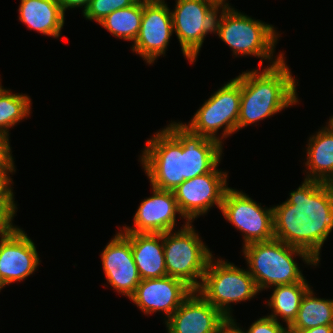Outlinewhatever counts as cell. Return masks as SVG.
<instances>
[{
    "instance_id": "obj_8",
    "label": "cell",
    "mask_w": 333,
    "mask_h": 333,
    "mask_svg": "<svg viewBox=\"0 0 333 333\" xmlns=\"http://www.w3.org/2000/svg\"><path fill=\"white\" fill-rule=\"evenodd\" d=\"M241 103V82L235 78L226 83L197 110L189 124L191 132L219 141L238 130ZM222 138L216 136L223 128Z\"/></svg>"
},
{
    "instance_id": "obj_17",
    "label": "cell",
    "mask_w": 333,
    "mask_h": 333,
    "mask_svg": "<svg viewBox=\"0 0 333 333\" xmlns=\"http://www.w3.org/2000/svg\"><path fill=\"white\" fill-rule=\"evenodd\" d=\"M225 319L218 309L193 290L165 324L168 333H217Z\"/></svg>"
},
{
    "instance_id": "obj_28",
    "label": "cell",
    "mask_w": 333,
    "mask_h": 333,
    "mask_svg": "<svg viewBox=\"0 0 333 333\" xmlns=\"http://www.w3.org/2000/svg\"><path fill=\"white\" fill-rule=\"evenodd\" d=\"M9 134L0 131V172H15L14 161L9 145Z\"/></svg>"
},
{
    "instance_id": "obj_7",
    "label": "cell",
    "mask_w": 333,
    "mask_h": 333,
    "mask_svg": "<svg viewBox=\"0 0 333 333\" xmlns=\"http://www.w3.org/2000/svg\"><path fill=\"white\" fill-rule=\"evenodd\" d=\"M210 258L201 286L196 290L226 318L232 317L229 304L250 300L258 292L249 271L220 259Z\"/></svg>"
},
{
    "instance_id": "obj_29",
    "label": "cell",
    "mask_w": 333,
    "mask_h": 333,
    "mask_svg": "<svg viewBox=\"0 0 333 333\" xmlns=\"http://www.w3.org/2000/svg\"><path fill=\"white\" fill-rule=\"evenodd\" d=\"M12 180L8 173L0 172V202H14L11 185Z\"/></svg>"
},
{
    "instance_id": "obj_34",
    "label": "cell",
    "mask_w": 333,
    "mask_h": 333,
    "mask_svg": "<svg viewBox=\"0 0 333 333\" xmlns=\"http://www.w3.org/2000/svg\"><path fill=\"white\" fill-rule=\"evenodd\" d=\"M2 287H3V280H2V278L0 276V290L2 289Z\"/></svg>"
},
{
    "instance_id": "obj_2",
    "label": "cell",
    "mask_w": 333,
    "mask_h": 333,
    "mask_svg": "<svg viewBox=\"0 0 333 333\" xmlns=\"http://www.w3.org/2000/svg\"><path fill=\"white\" fill-rule=\"evenodd\" d=\"M273 208L274 238L308 252L317 262L333 229V184L305 179Z\"/></svg>"
},
{
    "instance_id": "obj_10",
    "label": "cell",
    "mask_w": 333,
    "mask_h": 333,
    "mask_svg": "<svg viewBox=\"0 0 333 333\" xmlns=\"http://www.w3.org/2000/svg\"><path fill=\"white\" fill-rule=\"evenodd\" d=\"M223 216L244 234V246L274 239L273 208L263 209L242 191L228 188L221 206Z\"/></svg>"
},
{
    "instance_id": "obj_24",
    "label": "cell",
    "mask_w": 333,
    "mask_h": 333,
    "mask_svg": "<svg viewBox=\"0 0 333 333\" xmlns=\"http://www.w3.org/2000/svg\"><path fill=\"white\" fill-rule=\"evenodd\" d=\"M2 87L0 84V131L9 134V128L30 114L31 99L25 94H12Z\"/></svg>"
},
{
    "instance_id": "obj_20",
    "label": "cell",
    "mask_w": 333,
    "mask_h": 333,
    "mask_svg": "<svg viewBox=\"0 0 333 333\" xmlns=\"http://www.w3.org/2000/svg\"><path fill=\"white\" fill-rule=\"evenodd\" d=\"M306 160L305 179L333 184V132L326 126L310 137Z\"/></svg>"
},
{
    "instance_id": "obj_11",
    "label": "cell",
    "mask_w": 333,
    "mask_h": 333,
    "mask_svg": "<svg viewBox=\"0 0 333 333\" xmlns=\"http://www.w3.org/2000/svg\"><path fill=\"white\" fill-rule=\"evenodd\" d=\"M209 173L185 180L173 193L182 215L190 223L209 208L217 205L221 209L227 186V174L217 169Z\"/></svg>"
},
{
    "instance_id": "obj_14",
    "label": "cell",
    "mask_w": 333,
    "mask_h": 333,
    "mask_svg": "<svg viewBox=\"0 0 333 333\" xmlns=\"http://www.w3.org/2000/svg\"><path fill=\"white\" fill-rule=\"evenodd\" d=\"M103 270L109 284L121 294L131 297L141 278L133 259L129 239L118 232L101 253Z\"/></svg>"
},
{
    "instance_id": "obj_23",
    "label": "cell",
    "mask_w": 333,
    "mask_h": 333,
    "mask_svg": "<svg viewBox=\"0 0 333 333\" xmlns=\"http://www.w3.org/2000/svg\"><path fill=\"white\" fill-rule=\"evenodd\" d=\"M143 0L132 6L116 10L106 16L99 24L117 38L135 41L141 26Z\"/></svg>"
},
{
    "instance_id": "obj_1",
    "label": "cell",
    "mask_w": 333,
    "mask_h": 333,
    "mask_svg": "<svg viewBox=\"0 0 333 333\" xmlns=\"http://www.w3.org/2000/svg\"><path fill=\"white\" fill-rule=\"evenodd\" d=\"M141 163L151 186L174 191L185 180L211 172L220 162L222 144L170 123L147 141Z\"/></svg>"
},
{
    "instance_id": "obj_13",
    "label": "cell",
    "mask_w": 333,
    "mask_h": 333,
    "mask_svg": "<svg viewBox=\"0 0 333 333\" xmlns=\"http://www.w3.org/2000/svg\"><path fill=\"white\" fill-rule=\"evenodd\" d=\"M192 292L183 280L166 276L141 280L129 299L145 314L163 311L168 319Z\"/></svg>"
},
{
    "instance_id": "obj_30",
    "label": "cell",
    "mask_w": 333,
    "mask_h": 333,
    "mask_svg": "<svg viewBox=\"0 0 333 333\" xmlns=\"http://www.w3.org/2000/svg\"><path fill=\"white\" fill-rule=\"evenodd\" d=\"M234 320L232 317L226 318L218 327L217 333H245L237 327Z\"/></svg>"
},
{
    "instance_id": "obj_5",
    "label": "cell",
    "mask_w": 333,
    "mask_h": 333,
    "mask_svg": "<svg viewBox=\"0 0 333 333\" xmlns=\"http://www.w3.org/2000/svg\"><path fill=\"white\" fill-rule=\"evenodd\" d=\"M222 6L219 19L216 14L213 33L232 48L234 55L272 60L278 37L274 27L237 12L228 3L224 2Z\"/></svg>"
},
{
    "instance_id": "obj_9",
    "label": "cell",
    "mask_w": 333,
    "mask_h": 333,
    "mask_svg": "<svg viewBox=\"0 0 333 333\" xmlns=\"http://www.w3.org/2000/svg\"><path fill=\"white\" fill-rule=\"evenodd\" d=\"M224 0H176L171 12L173 31L179 39L183 55L193 63L209 32H214L216 14Z\"/></svg>"
},
{
    "instance_id": "obj_19",
    "label": "cell",
    "mask_w": 333,
    "mask_h": 333,
    "mask_svg": "<svg viewBox=\"0 0 333 333\" xmlns=\"http://www.w3.org/2000/svg\"><path fill=\"white\" fill-rule=\"evenodd\" d=\"M64 12L57 0H21L19 20L28 28L54 38L60 37Z\"/></svg>"
},
{
    "instance_id": "obj_25",
    "label": "cell",
    "mask_w": 333,
    "mask_h": 333,
    "mask_svg": "<svg viewBox=\"0 0 333 333\" xmlns=\"http://www.w3.org/2000/svg\"><path fill=\"white\" fill-rule=\"evenodd\" d=\"M138 0H91L84 17L100 23L110 13L135 4Z\"/></svg>"
},
{
    "instance_id": "obj_26",
    "label": "cell",
    "mask_w": 333,
    "mask_h": 333,
    "mask_svg": "<svg viewBox=\"0 0 333 333\" xmlns=\"http://www.w3.org/2000/svg\"><path fill=\"white\" fill-rule=\"evenodd\" d=\"M16 204L14 202H0V238H6L12 235L18 227H14L12 219L16 213Z\"/></svg>"
},
{
    "instance_id": "obj_6",
    "label": "cell",
    "mask_w": 333,
    "mask_h": 333,
    "mask_svg": "<svg viewBox=\"0 0 333 333\" xmlns=\"http://www.w3.org/2000/svg\"><path fill=\"white\" fill-rule=\"evenodd\" d=\"M183 226L178 232L163 233L165 266L168 276L183 280L196 291L201 286L212 253L189 221Z\"/></svg>"
},
{
    "instance_id": "obj_18",
    "label": "cell",
    "mask_w": 333,
    "mask_h": 333,
    "mask_svg": "<svg viewBox=\"0 0 333 333\" xmlns=\"http://www.w3.org/2000/svg\"><path fill=\"white\" fill-rule=\"evenodd\" d=\"M123 234L131 243L133 259L141 280L168 276L164 259L163 234Z\"/></svg>"
},
{
    "instance_id": "obj_3",
    "label": "cell",
    "mask_w": 333,
    "mask_h": 333,
    "mask_svg": "<svg viewBox=\"0 0 333 333\" xmlns=\"http://www.w3.org/2000/svg\"><path fill=\"white\" fill-rule=\"evenodd\" d=\"M283 56L279 54L262 72L252 70L236 77L241 82L238 130L298 102L296 82Z\"/></svg>"
},
{
    "instance_id": "obj_31",
    "label": "cell",
    "mask_w": 333,
    "mask_h": 333,
    "mask_svg": "<svg viewBox=\"0 0 333 333\" xmlns=\"http://www.w3.org/2000/svg\"><path fill=\"white\" fill-rule=\"evenodd\" d=\"M58 3L61 5L62 11L65 13L67 8H75V7H83L85 10L87 9L91 0H57Z\"/></svg>"
},
{
    "instance_id": "obj_15",
    "label": "cell",
    "mask_w": 333,
    "mask_h": 333,
    "mask_svg": "<svg viewBox=\"0 0 333 333\" xmlns=\"http://www.w3.org/2000/svg\"><path fill=\"white\" fill-rule=\"evenodd\" d=\"M153 195L140 203L134 215V227H124L122 233L163 234L174 230L178 213L186 219L177 204L173 191L152 187Z\"/></svg>"
},
{
    "instance_id": "obj_27",
    "label": "cell",
    "mask_w": 333,
    "mask_h": 333,
    "mask_svg": "<svg viewBox=\"0 0 333 333\" xmlns=\"http://www.w3.org/2000/svg\"><path fill=\"white\" fill-rule=\"evenodd\" d=\"M245 333H288V328L272 317L265 316L252 323Z\"/></svg>"
},
{
    "instance_id": "obj_21",
    "label": "cell",
    "mask_w": 333,
    "mask_h": 333,
    "mask_svg": "<svg viewBox=\"0 0 333 333\" xmlns=\"http://www.w3.org/2000/svg\"><path fill=\"white\" fill-rule=\"evenodd\" d=\"M318 326H333V300L313 297L310 288L303 296L297 317L288 331H303Z\"/></svg>"
},
{
    "instance_id": "obj_22",
    "label": "cell",
    "mask_w": 333,
    "mask_h": 333,
    "mask_svg": "<svg viewBox=\"0 0 333 333\" xmlns=\"http://www.w3.org/2000/svg\"><path fill=\"white\" fill-rule=\"evenodd\" d=\"M310 288L305 279L297 283L275 286L270 300L267 301V305L273 309L269 316L276 321L277 316L282 317L288 328L296 319L302 298Z\"/></svg>"
},
{
    "instance_id": "obj_33",
    "label": "cell",
    "mask_w": 333,
    "mask_h": 333,
    "mask_svg": "<svg viewBox=\"0 0 333 333\" xmlns=\"http://www.w3.org/2000/svg\"><path fill=\"white\" fill-rule=\"evenodd\" d=\"M327 128L333 132V116L329 119Z\"/></svg>"
},
{
    "instance_id": "obj_32",
    "label": "cell",
    "mask_w": 333,
    "mask_h": 333,
    "mask_svg": "<svg viewBox=\"0 0 333 333\" xmlns=\"http://www.w3.org/2000/svg\"><path fill=\"white\" fill-rule=\"evenodd\" d=\"M288 333H333V326H318L303 331H288Z\"/></svg>"
},
{
    "instance_id": "obj_4",
    "label": "cell",
    "mask_w": 333,
    "mask_h": 333,
    "mask_svg": "<svg viewBox=\"0 0 333 333\" xmlns=\"http://www.w3.org/2000/svg\"><path fill=\"white\" fill-rule=\"evenodd\" d=\"M243 254L259 291L270 286L301 282L304 276L293 259L300 256L314 266L318 262L306 251L278 239L253 242L243 246Z\"/></svg>"
},
{
    "instance_id": "obj_16",
    "label": "cell",
    "mask_w": 333,
    "mask_h": 333,
    "mask_svg": "<svg viewBox=\"0 0 333 333\" xmlns=\"http://www.w3.org/2000/svg\"><path fill=\"white\" fill-rule=\"evenodd\" d=\"M34 242L18 228L12 235L0 239V276L3 287L33 274L39 265Z\"/></svg>"
},
{
    "instance_id": "obj_12",
    "label": "cell",
    "mask_w": 333,
    "mask_h": 333,
    "mask_svg": "<svg viewBox=\"0 0 333 333\" xmlns=\"http://www.w3.org/2000/svg\"><path fill=\"white\" fill-rule=\"evenodd\" d=\"M171 11L165 1L143 0V15L139 34L132 50L148 64L165 54L173 33Z\"/></svg>"
}]
</instances>
